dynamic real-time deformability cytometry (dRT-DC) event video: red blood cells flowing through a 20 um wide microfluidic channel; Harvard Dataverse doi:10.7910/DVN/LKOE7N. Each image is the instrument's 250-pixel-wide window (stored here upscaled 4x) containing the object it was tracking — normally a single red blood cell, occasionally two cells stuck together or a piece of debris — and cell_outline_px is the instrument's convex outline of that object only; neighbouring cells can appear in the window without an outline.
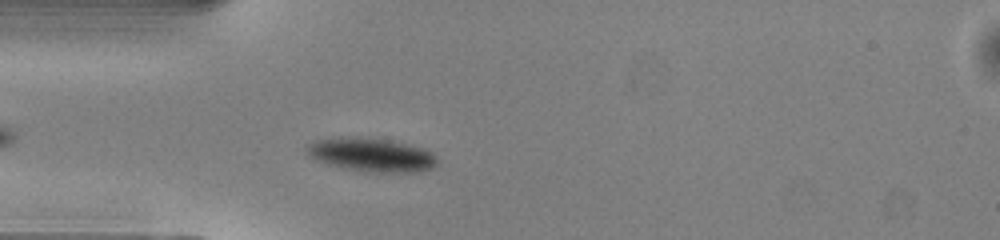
{"species": "common noctule bat (a hibernating species)", "species_latin": "Nyctalus noctula", "temperature_condition": "warm", "stored_images_in_passage": 39, "camera_frame_rate_fps": 3000, "um_per_image_px": 0.085, "animal": {"sex": "male", "body_mass_g": 13.0, "forearm_length_mm": 53.1}, "frame": {"image": 1, "passage_image": 5, "time_ms": 1.333, "image_size_px": [1000, 240], "cell_outline_px": [[440, 160], [432, 168], [420, 172], [372, 172], [344, 168], [328, 164], [316, 160], [308, 156], [304, 148], [312, 140], [336, 136], [368, 136], [408, 144], [424, 148], [432, 152]], "centroid_in_image_um": [31.54, 13.13], "position_along_channel_um": 53.5, "area_um2": 26.3}}
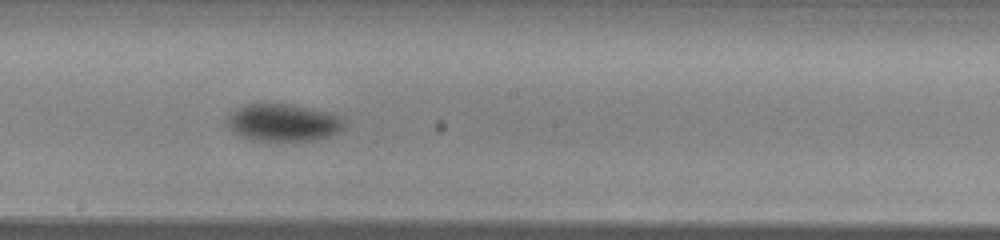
{"frame": {"image": 2, "passage_image": 18, "time_ms": 5.667, "image_size_px": [1000, 240], "cell_outline_px": [[344, 128], [340, 132], [332, 136], [316, 140], [252, 140], [240, 136], [232, 132], [228, 124], [228, 116], [236, 108], [244, 104], [260, 100], [288, 104], [328, 112], [344, 120]], "centroid_in_image_um": [24.03, 10.39], "position_along_channel_um": 224.2, "area_um2": 25.95}}
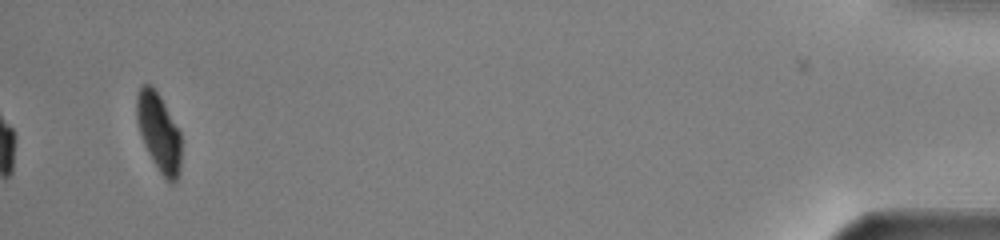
{"frame": {"image": 3, "passage_image": 39, "time_ms": 12.667, "image_size_px": [1000, 240], "cell_outline_px": [[180, 172], [176, 180], [172, 184], [168, 184], [152, 160], [144, 144], [136, 120], [136, 92], [144, 84], [152, 84], [160, 96], [180, 132]], "centroid_in_image_um": [13.49, 11.25], "position_along_channel_um": 421.7, "area_um2": 20.35}, "authors_computed_cell_mechanics": {"area_um2": 24.7962, "velocity_mm_per_s": 4.0828, "shape_relaxation_time_tau1_ms": 2.1823, "shape_relaxation_time_tau2_ms": null, "deformation_change_tau1": 0.1011, "deformation_change_tau2": null}}